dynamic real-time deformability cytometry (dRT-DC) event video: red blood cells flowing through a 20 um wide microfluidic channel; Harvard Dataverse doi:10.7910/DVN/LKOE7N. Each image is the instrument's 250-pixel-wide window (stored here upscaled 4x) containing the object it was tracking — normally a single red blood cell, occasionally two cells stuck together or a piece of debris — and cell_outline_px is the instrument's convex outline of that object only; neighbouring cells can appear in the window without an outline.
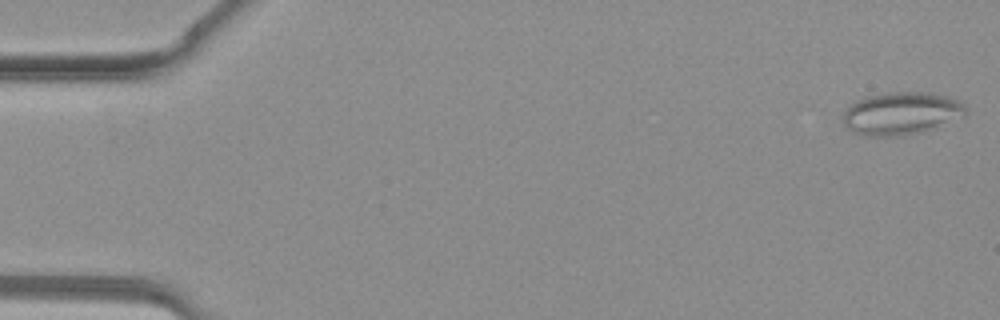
{"species": "common noctule bat (a hibernating species)", "species_latin": "Nyctalus noctula", "temperature_condition": "warm", "stored_images_in_passage": 38, "camera_frame_rate_fps": 3000, "um_per_image_px": 0.085, "animal": {"sex": "female", "body_mass_g": 19.3, "forearm_length_mm": 54.1}, "frame": {"image": 1, "passage_image": 1, "time_ms": 0.0, "image_size_px": [1000, 320], "cell_outline_px": [[968, 112], [964, 116], [936, 128], [920, 132], [900, 136], [864, 136], [852, 132], [844, 124], [844, 112], [852, 104], [864, 96], [884, 92], [928, 92], [952, 96], [960, 100], [968, 108]], "centroid_in_image_um": [76.67, 9.63], "position_along_channel_um": 8.3, "area_um2": 31.04}}
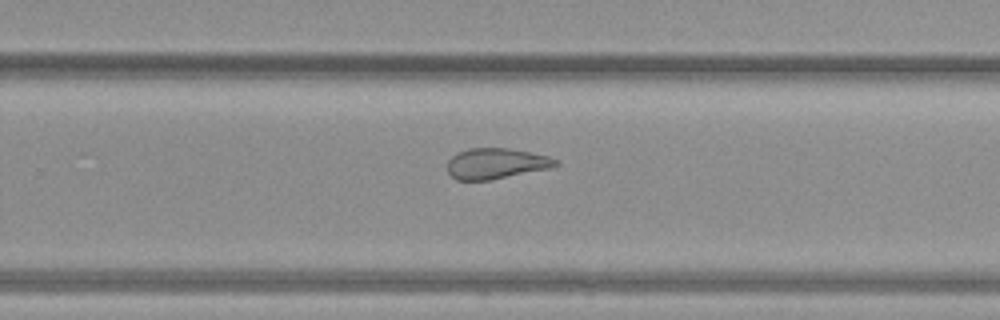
{"frame": {"image": 2, "passage_image": 25, "time_ms": 8.0, "image_size_px": [1000, 320], "cell_outline_px": [[560, 164], [552, 168], [492, 180], [456, 180], [448, 172], [448, 160], [456, 152], [468, 148], [508, 148], [548, 156], [556, 160]], "centroid_in_image_um": [42.16, 13.9], "position_along_channel_um": 287.6, "area_um2": 19.48}}
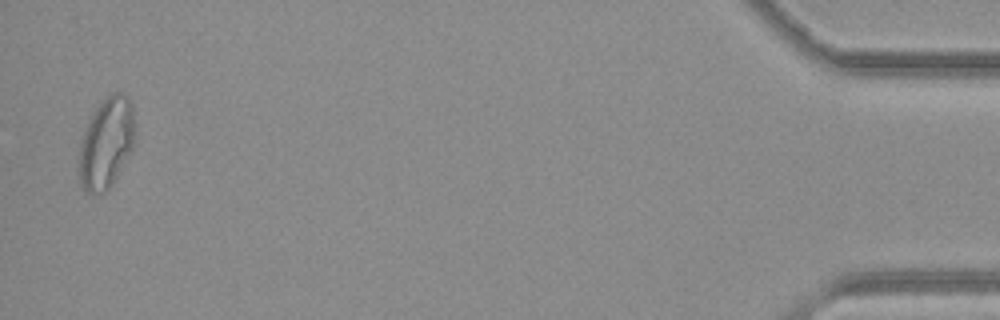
{"frame": {"image": 3, "passage_image": 38, "time_ms": 12.333, "image_size_px": [1000, 320], "cell_outline_px": [[136, 136], [132, 152], [112, 184], [104, 192], [92, 196], [88, 196], [84, 192], [80, 184], [76, 172], [76, 160], [80, 140], [84, 128], [92, 112], [112, 92], [124, 92], [128, 96], [132, 104], [136, 132]], "centroid_in_image_um": [9.0, 12.22], "position_along_channel_um": 426.2, "area_um2": 31.1}}